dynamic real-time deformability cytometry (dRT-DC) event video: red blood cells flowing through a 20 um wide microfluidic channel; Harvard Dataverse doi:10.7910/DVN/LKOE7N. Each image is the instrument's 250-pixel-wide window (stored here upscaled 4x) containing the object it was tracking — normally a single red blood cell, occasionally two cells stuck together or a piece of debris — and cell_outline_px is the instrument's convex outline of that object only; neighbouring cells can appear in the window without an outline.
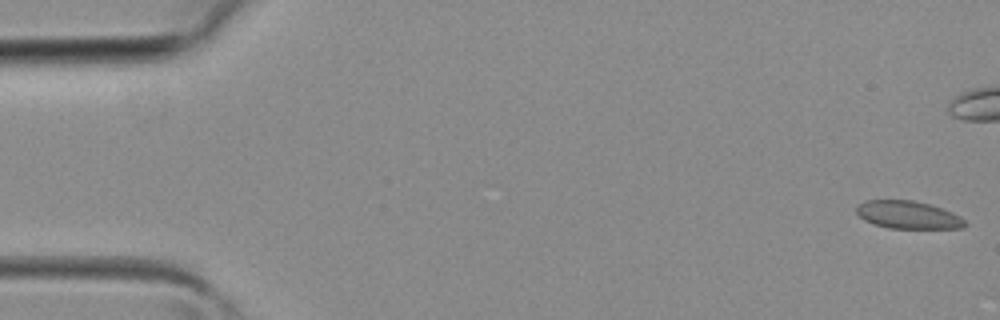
{"species": "common noctule bat (a hibernating species)", "species_latin": "Nyctalus noctula", "temperature_condition": "room temperature", "stored_images_in_passage": 40, "camera_frame_rate_fps": 3000, "um_per_image_px": 0.085, "animal": {"sex": "female", "body_mass_g": 19.3, "forearm_length_mm": 54.1}, "frame": {"image": 1, "passage_image": 1, "time_ms": 0.0, "image_size_px": [1000, 320], "cell_outline_px": [[968, 224], [964, 228], [888, 228], [864, 220], [856, 212], [856, 208], [864, 200], [912, 200], [932, 204], [952, 212], [960, 216]], "centroid_in_image_um": [77.21, 18.26], "position_along_channel_um": 7.8, "area_um2": 17.57}}
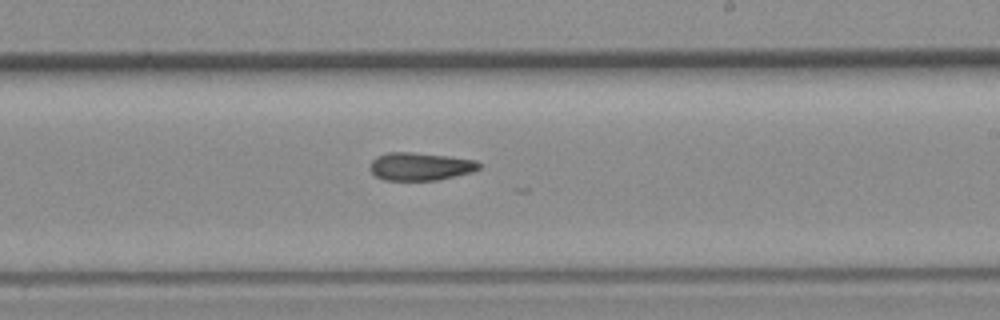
{"frame": {"image": 2, "passage_image": 26, "time_ms": 8.333, "image_size_px": [1000, 320], "cell_outline_px": [[480, 168], [472, 172], [436, 180], [384, 180], [376, 176], [368, 168], [368, 164], [376, 156], [388, 152], [412, 152], [448, 156], [476, 160], [480, 164]], "centroid_in_image_um": [35.68, 14.14], "position_along_channel_um": 253.3, "area_um2": 17.8}}
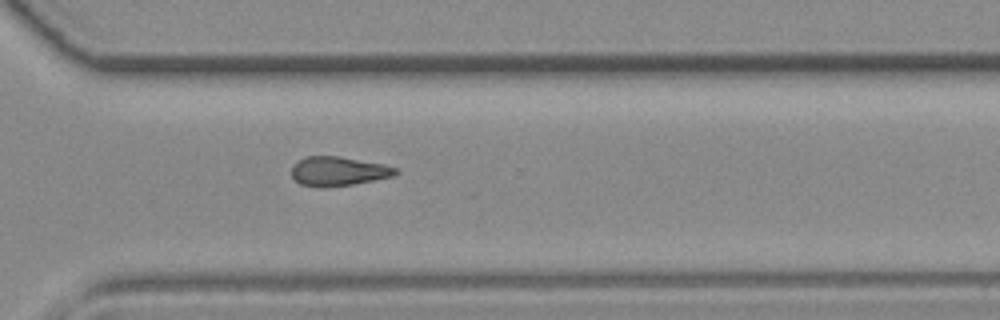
{"frame": {"image": 3, "passage_image": 31, "time_ms": 10.0, "image_size_px": [1000, 320], "cell_outline_px": [[400, 172], [392, 176], [352, 184], [324, 188], [300, 184], [292, 176], [292, 164], [308, 156], [340, 156], [380, 164], [396, 168]], "centroid_in_image_um": [28.72, 14.56], "position_along_channel_um": 341.9, "area_um2": 17.46}}